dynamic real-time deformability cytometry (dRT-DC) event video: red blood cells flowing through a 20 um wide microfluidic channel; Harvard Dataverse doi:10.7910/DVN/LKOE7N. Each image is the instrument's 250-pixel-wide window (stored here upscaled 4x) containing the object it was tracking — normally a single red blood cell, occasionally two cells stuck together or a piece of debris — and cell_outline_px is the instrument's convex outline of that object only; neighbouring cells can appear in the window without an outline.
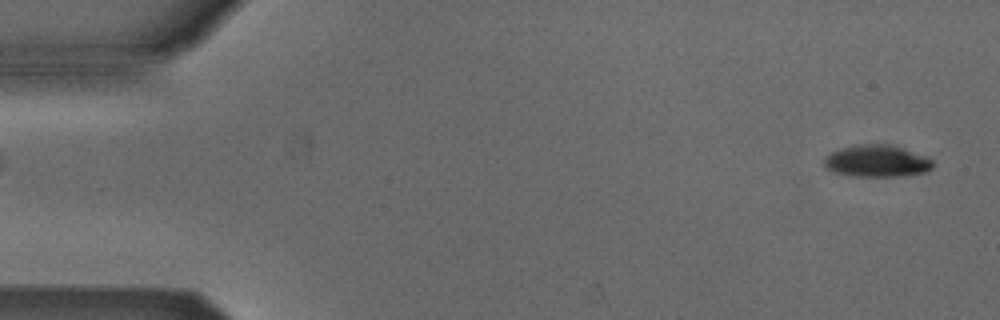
{"species": "Egyptian fruit bat (a non-hibernating species)", "species_latin": "Rousettus aegyptiacus", "temperature_condition": "cold", "stored_images_in_passage": 2, "segment_of_instrument_passage": [2, 2], "camera_frame_rate_fps": 3000, "um_per_image_px": 0.085, "animal": {"sex": "male"}, "frame": {"image": 1, "passage_image": 2, "time_ms": 0.333, "image_size_px": [1000, 320], "cell_outline_px": [[932, 168], [928, 172], [904, 176], [856, 176], [836, 172], [824, 168], [824, 160], [832, 152], [840, 148], [856, 144], [892, 144], [924, 156], [932, 160]], "centroid_in_image_um": [74.54, 13.69], "position_along_channel_um": 10.5, "area_um2": 20.17}}